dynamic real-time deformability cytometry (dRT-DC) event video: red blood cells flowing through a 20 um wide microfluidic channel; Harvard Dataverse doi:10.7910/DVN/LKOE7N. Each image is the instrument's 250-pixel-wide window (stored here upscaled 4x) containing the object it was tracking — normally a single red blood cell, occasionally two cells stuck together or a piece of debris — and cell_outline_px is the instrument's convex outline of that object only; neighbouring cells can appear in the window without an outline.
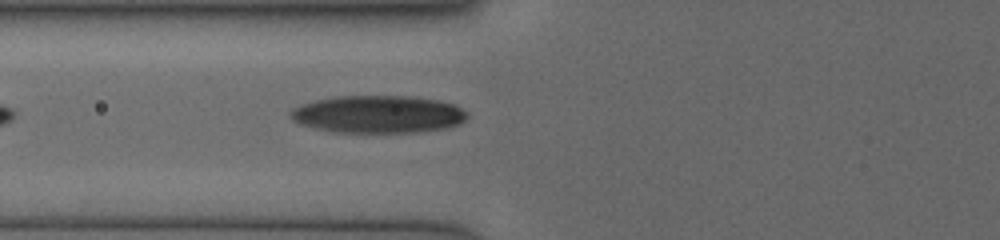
{"species": "human", "species_latin": "Homo sapiens", "temperature_condition": "cold", "stored_images_in_passage": 11, "camera_frame_rate_fps": 3000, "um_per_image_px": 0.085, "donor": {"sex": "female"}, "frame": {"image": 1, "passage_image": 11, "time_ms": 7.333, "image_size_px": [1000, 240], "cell_outline_px": [[468, 116], [460, 124], [448, 128], [420, 132], [336, 132], [316, 128], [292, 120], [292, 108], [316, 100], [340, 96], [408, 96], [436, 100], [452, 104], [468, 112]], "centroid_in_image_um": [32.2, 9.72], "position_along_channel_um": 93.6, "area_um2": 38.26}}